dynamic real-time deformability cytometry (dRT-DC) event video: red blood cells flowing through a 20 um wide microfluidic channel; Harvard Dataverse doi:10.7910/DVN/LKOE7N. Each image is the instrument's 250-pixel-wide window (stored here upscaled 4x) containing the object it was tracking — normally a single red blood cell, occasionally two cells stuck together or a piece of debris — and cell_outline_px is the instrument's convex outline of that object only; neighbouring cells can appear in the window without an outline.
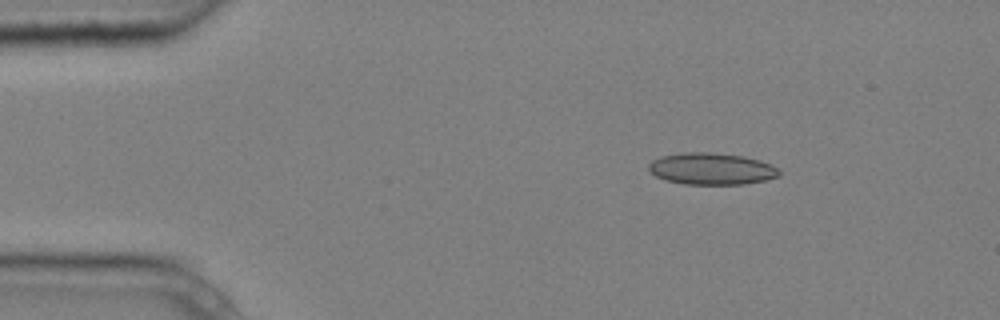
{"species": "common noctule bat (a hibernating species)", "species_latin": "Nyctalus noctula", "temperature_condition": "cold", "stored_images_in_passage": 4, "segment_of_instrument_passage": [1, 2], "camera_frame_rate_fps": 3000, "um_per_image_px": 0.085, "animal": {"sex": "male", "body_mass_g": 20.4}, "frame": {"image": 1, "passage_image": 2, "time_ms": 0.333, "image_size_px": [1000, 320], "cell_outline_px": [[780, 176], [764, 180], [744, 184], [684, 184], [664, 180], [648, 172], [648, 164], [652, 160], [660, 156], [684, 152], [712, 152], [744, 156], [760, 160], [772, 164], [780, 172]], "centroid_in_image_um": [60.45, 14.34], "position_along_channel_um": 24.6, "area_um2": 24.39}}